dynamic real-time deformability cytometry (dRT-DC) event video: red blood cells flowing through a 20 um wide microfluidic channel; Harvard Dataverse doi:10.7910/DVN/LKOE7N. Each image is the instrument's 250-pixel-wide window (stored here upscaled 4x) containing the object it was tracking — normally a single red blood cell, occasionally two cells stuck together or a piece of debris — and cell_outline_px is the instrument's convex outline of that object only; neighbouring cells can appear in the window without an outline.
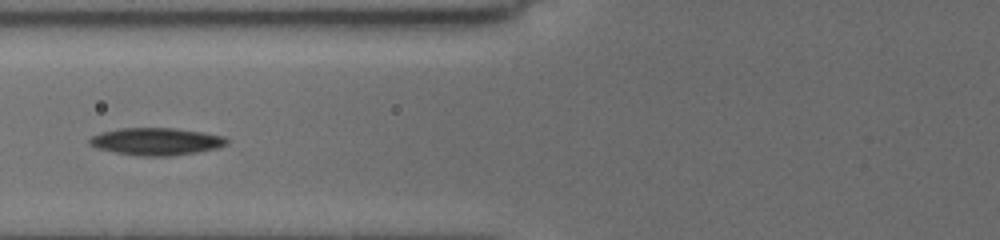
{"species": "common noctule bat (a hibernating species)", "species_latin": "Nyctalus noctula", "temperature_condition": "cold", "stored_images_in_passage": 13, "camera_frame_rate_fps": 3000, "um_per_image_px": 0.085, "animal": {"sex": "female", "body_mass_g": 19.5, "forearm_length_mm": 54.1}, "frame": {"image": 1, "passage_image": 12, "time_ms": 3.333, "image_size_px": [1000, 240], "cell_outline_px": [[228, 144], [216, 148], [196, 152], [172, 156], [136, 156], [116, 152], [100, 148], [88, 144], [88, 140], [92, 136], [100, 132], [120, 128], [176, 128], [204, 132], [224, 136], [228, 140]], "centroid_in_image_um": [13.29, 12.02], "position_along_channel_um": 112.5, "area_um2": 21.91}}